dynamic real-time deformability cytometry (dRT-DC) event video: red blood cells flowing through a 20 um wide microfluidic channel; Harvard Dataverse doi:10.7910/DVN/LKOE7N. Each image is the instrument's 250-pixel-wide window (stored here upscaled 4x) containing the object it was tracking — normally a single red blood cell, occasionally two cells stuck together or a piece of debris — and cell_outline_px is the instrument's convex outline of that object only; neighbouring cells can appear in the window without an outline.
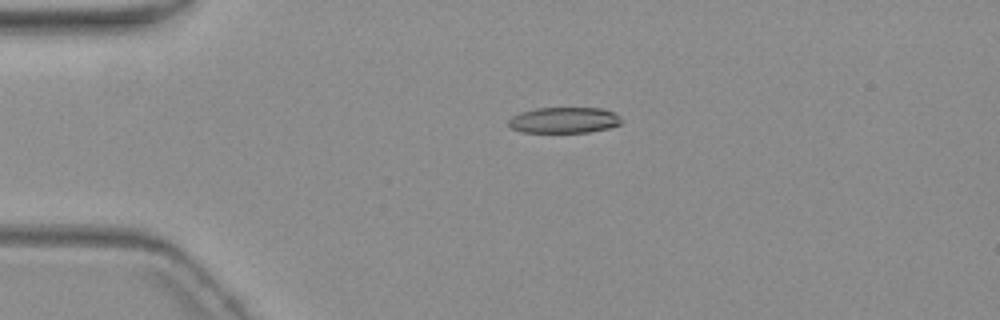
{"species": "common noctule bat (a hibernating species)", "species_latin": "Nyctalus noctula", "temperature_condition": "warm", "stored_images_in_passage": 4, "camera_frame_rate_fps": 3000, "um_per_image_px": 0.085, "animal": {"sex": "female", "body_mass_g": 19.3, "forearm_length_mm": 54.1}, "frame": {"image": 1, "passage_image": 3, "time_ms": 2.333, "image_size_px": [1000, 320], "cell_outline_px": [[624, 120], [620, 124], [608, 128], [588, 132], [520, 132], [512, 128], [508, 124], [508, 120], [512, 116], [520, 112], [536, 108], [604, 108], [616, 112]], "centroid_in_image_um": [47.98, 10.2], "position_along_channel_um": 37.0, "area_um2": 17.22}}